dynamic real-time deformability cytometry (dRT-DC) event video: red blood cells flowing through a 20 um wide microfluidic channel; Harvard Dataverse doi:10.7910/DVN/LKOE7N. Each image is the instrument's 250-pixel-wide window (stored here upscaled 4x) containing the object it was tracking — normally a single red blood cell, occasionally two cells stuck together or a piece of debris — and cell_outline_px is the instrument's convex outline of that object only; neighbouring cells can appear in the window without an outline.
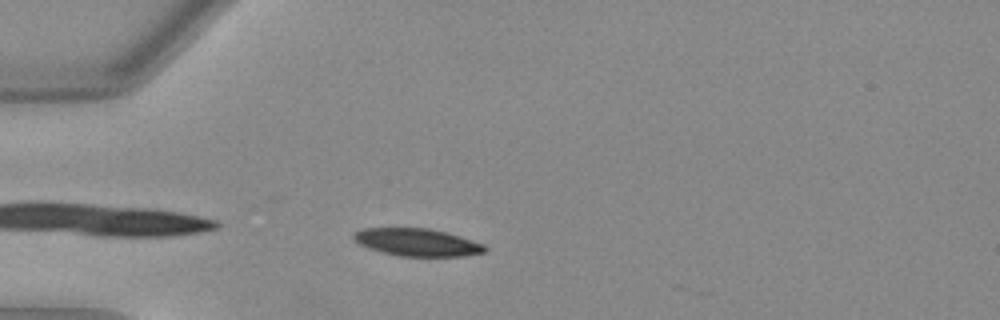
{"species": "Egyptian fruit bat (a non-hibernating species)", "species_latin": "Rousettus aegyptiacus", "temperature_condition": "warm", "stored_images_in_passage": 28, "camera_frame_rate_fps": 3000, "um_per_image_px": 0.085, "animal": {"sex": "female"}, "frame": {"image": 1, "passage_image": 3, "time_ms": 0.667, "image_size_px": [1000, 320], "cell_outline_px": [[488, 248], [484, 252], [460, 256], [400, 256], [368, 248], [352, 240], [352, 236], [356, 232], [364, 228], [428, 228], [444, 232], [484, 244]], "centroid_in_image_um": [35.43, 20.59], "position_along_channel_um": 49.6, "area_um2": 20.75}}
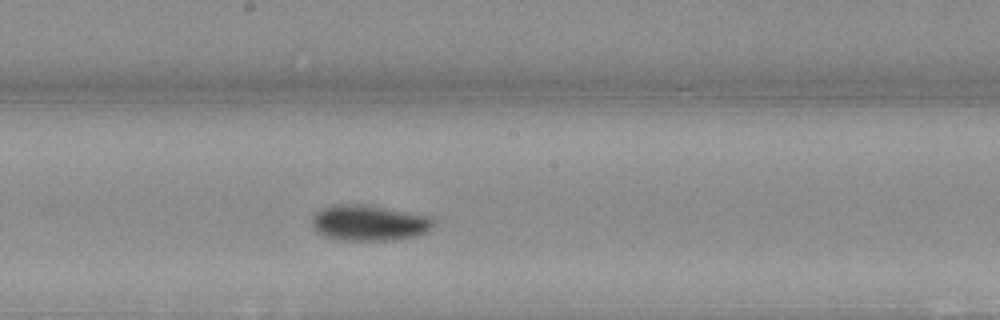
{"frame": {"image": 2, "passage_image": 17, "time_ms": 5.333, "image_size_px": [1000, 320], "cell_outline_px": [[432, 228], [416, 236], [392, 240], [332, 240], [320, 236], [312, 228], [312, 220], [316, 212], [324, 208], [348, 204], [364, 204], [424, 216], [432, 220]], "centroid_in_image_um": [31.27, 18.98], "position_along_channel_um": 216.9, "area_um2": 24.85}}
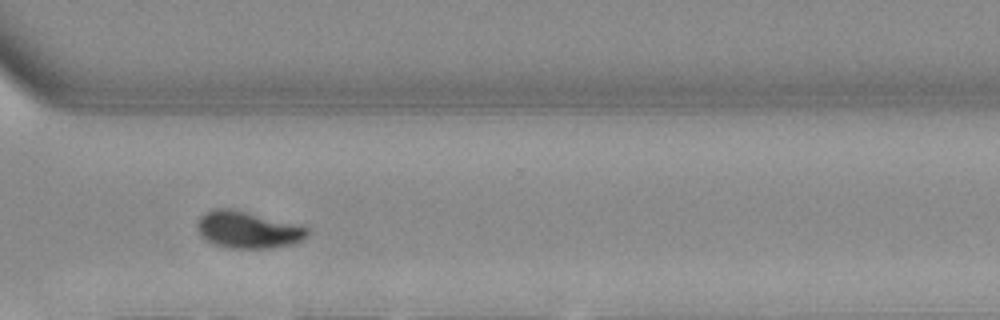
{"frame": {"image": 3, "passage_image": 27, "time_ms": 8.667, "image_size_px": [1000, 320], "cell_outline_px": [[308, 236], [292, 244], [272, 248], [224, 248], [212, 244], [200, 236], [196, 228], [196, 224], [200, 216], [216, 208], [228, 208], [296, 224], [308, 228]], "centroid_in_image_um": [21.01, 19.55], "position_along_channel_um": 349.6, "area_um2": 23.52}}